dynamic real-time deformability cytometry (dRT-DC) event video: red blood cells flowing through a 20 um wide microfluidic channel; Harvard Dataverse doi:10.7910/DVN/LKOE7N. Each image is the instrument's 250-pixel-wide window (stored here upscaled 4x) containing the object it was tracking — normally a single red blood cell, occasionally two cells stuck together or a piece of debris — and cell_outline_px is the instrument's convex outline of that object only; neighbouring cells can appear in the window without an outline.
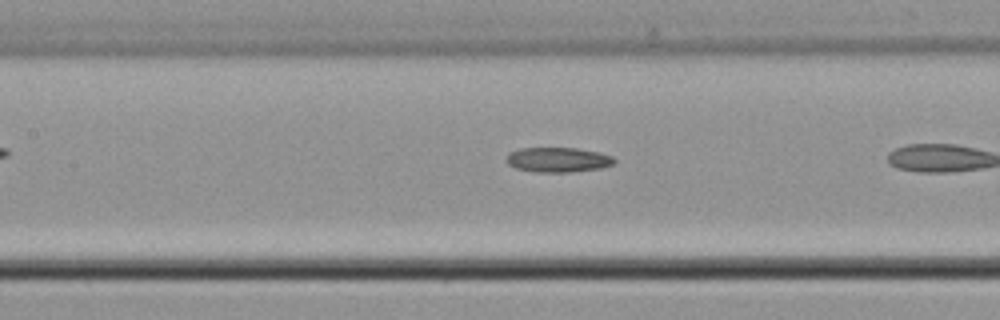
{"species": "common noctule bat (a hibernating species)", "species_latin": "Nyctalus noctula", "temperature_condition": "cold", "stored_images_in_passage": 27, "camera_frame_rate_fps": 3000, "um_per_image_px": 0.085, "animal": {"sex": "male", "body_mass_g": 21.5, "forearm_length_mm": 52.0}, "frame": {"image": 1, "passage_image": 16, "time_ms": 5.0, "image_size_px": [1000, 320], "cell_outline_px": [[616, 160], [612, 164], [600, 168], [568, 172], [536, 172], [516, 168], [508, 164], [508, 152], [520, 148], [576, 148], [600, 152], [612, 156]], "centroid_in_image_um": [47.43, 13.57], "position_along_channel_um": 160.0, "area_um2": 15.49}}